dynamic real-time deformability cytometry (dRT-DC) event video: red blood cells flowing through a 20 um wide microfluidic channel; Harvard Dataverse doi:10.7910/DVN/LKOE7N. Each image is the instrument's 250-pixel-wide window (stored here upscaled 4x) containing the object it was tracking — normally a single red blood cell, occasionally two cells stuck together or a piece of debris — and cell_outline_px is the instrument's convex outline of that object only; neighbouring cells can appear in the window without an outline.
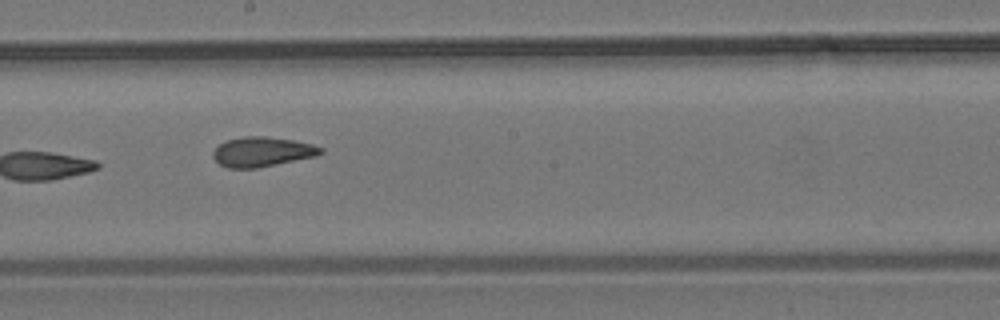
{"species": "common noctule bat (a hibernating species)", "species_latin": "Nyctalus noctula", "temperature_condition": "room temperature", "stored_images_in_passage": 7, "camera_frame_rate_fps": 3000, "um_per_image_px": 0.085, "animal": {"sex": "male", "body_mass_g": 19.2, "forearm_length_mm": 51.8}, "frame": {"image": 1, "passage_image": 6, "time_ms": 1.667, "image_size_px": [1000, 320], "cell_outline_px": [[324, 152], [316, 156], [256, 168], [228, 168], [220, 164], [212, 156], [212, 152], [220, 144], [228, 140], [244, 136], [264, 136], [292, 140], [312, 144], [324, 148]], "centroid_in_image_um": [22.29, 12.9], "position_along_channel_um": 225.9, "area_um2": 18.5}}